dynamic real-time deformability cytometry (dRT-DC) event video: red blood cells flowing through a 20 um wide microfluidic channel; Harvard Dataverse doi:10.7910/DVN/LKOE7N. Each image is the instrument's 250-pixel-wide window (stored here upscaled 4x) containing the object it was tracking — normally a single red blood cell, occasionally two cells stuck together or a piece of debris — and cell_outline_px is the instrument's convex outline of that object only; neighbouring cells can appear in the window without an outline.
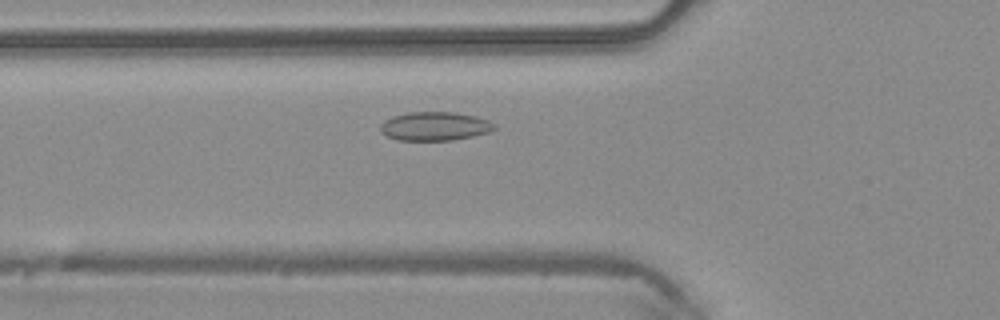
{"species": "common noctule bat (a hibernating species)", "species_latin": "Nyctalus noctula", "temperature_condition": "warm", "stored_images_in_passage": 42, "camera_frame_rate_fps": 3000, "um_per_image_px": 0.085, "animal": {"sex": "male", "body_mass_g": 20.4}, "frame": {"image": 1, "passage_image": 11, "time_ms": 3.333, "image_size_px": [1000, 320], "cell_outline_px": [[496, 128], [492, 132], [452, 140], [396, 140], [380, 132], [380, 124], [392, 116], [408, 112], [456, 112], [476, 116], [488, 120], [496, 124]], "centroid_in_image_um": [36.98, 10.72], "position_along_channel_um": 88.8, "area_um2": 19.25}}
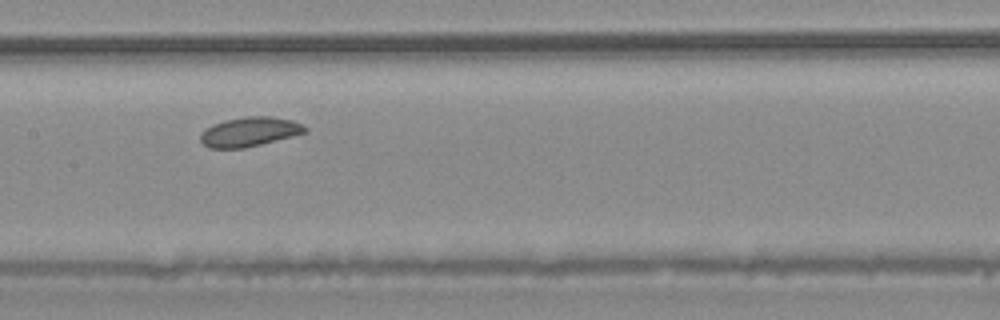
{"frame": {"image": 2, "passage_image": 18, "time_ms": 5.667, "image_size_px": [1000, 320], "cell_outline_px": [[308, 132], [244, 148], [208, 148], [200, 140], [200, 132], [204, 128], [212, 124], [224, 120], [248, 116], [272, 116], [292, 120], [308, 128]], "centroid_in_image_um": [21.18, 11.19], "position_along_channel_um": 186.2, "area_um2": 17.98}}
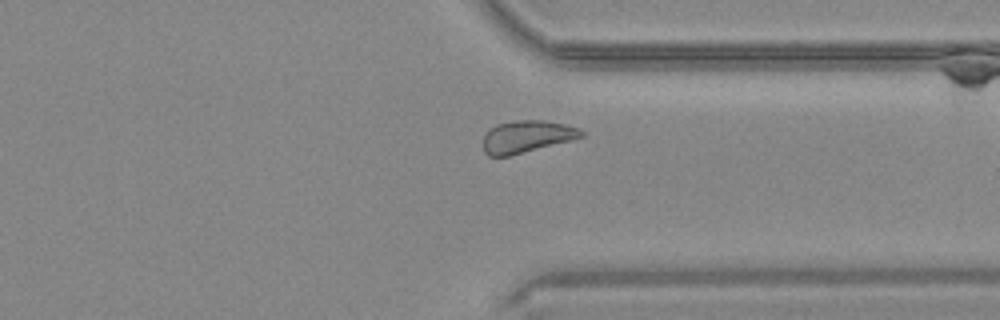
{"frame": {"image": 3, "passage_image": 31, "time_ms": 10.0, "image_size_px": [1000, 320], "cell_outline_px": [[584, 136], [572, 140], [508, 156], [488, 156], [484, 152], [484, 136], [496, 124], [516, 120], [544, 120], [564, 124], [580, 128], [584, 132]], "centroid_in_image_um": [44.8, 11.6], "position_along_channel_um": 366.6, "area_um2": 18.26}, "authors_computed_cell_mechanics": {"area_um2": 18.6116, "velocity_mm_per_s": 4.1565, "shape_relaxation_time_tau1_ms": null, "shape_relaxation_time_tau2_ms": 4.5649, "deformation_change_tau1": null, "deformation_change_tau2": 0.086}}